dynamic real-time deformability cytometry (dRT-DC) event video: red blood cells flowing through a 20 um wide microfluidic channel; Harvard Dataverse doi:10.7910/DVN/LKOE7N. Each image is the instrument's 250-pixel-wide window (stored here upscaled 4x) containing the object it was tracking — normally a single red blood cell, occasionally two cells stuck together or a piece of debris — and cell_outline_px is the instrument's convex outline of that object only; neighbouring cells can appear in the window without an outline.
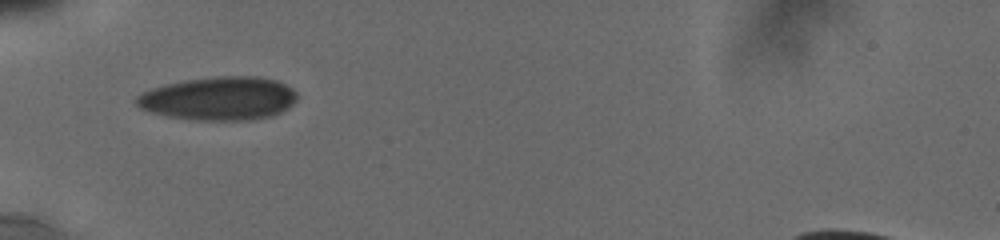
{"species": "human", "species_latin": "Homo sapiens", "temperature_condition": "cold", "stored_images_in_passage": 44, "camera_frame_rate_fps": 3000, "um_per_image_px": 0.085, "donor": {"sex": "male"}, "frame": {"image": 1, "passage_image": 1, "time_ms": 0.0, "image_size_px": [1000, 240], "cell_outline_px": [[296, 100], [288, 108], [272, 116], [252, 120], [196, 120], [168, 116], [148, 112], [140, 108], [136, 104], [136, 96], [152, 88], [164, 84], [188, 80], [216, 76], [260, 76], [276, 80], [292, 88], [296, 92]], "centroid_in_image_um": [18.61, 8.37], "position_along_channel_um": 66.4, "area_um2": 40.75}}
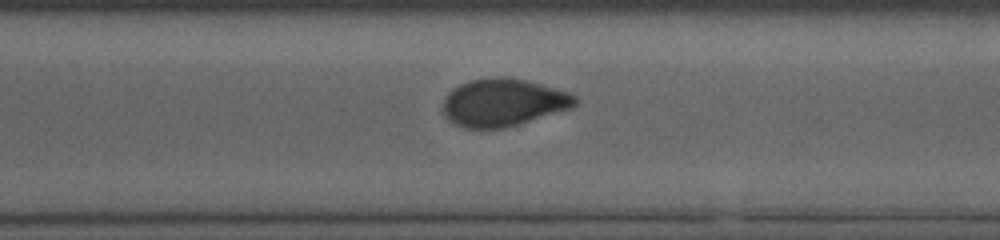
{"frame": {"image": 2, "passage_image": 26, "time_ms": 7.0, "image_size_px": [1000, 240], "cell_outline_px": [[576, 104], [568, 108], [504, 128], [464, 128], [452, 124], [444, 116], [444, 96], [452, 88], [460, 84], [472, 80], [496, 76], [504, 76], [524, 80], [540, 84], [568, 92], [576, 96]], "centroid_in_image_um": [42.69, 8.71], "position_along_channel_um": 327.9, "area_um2": 36.24}}
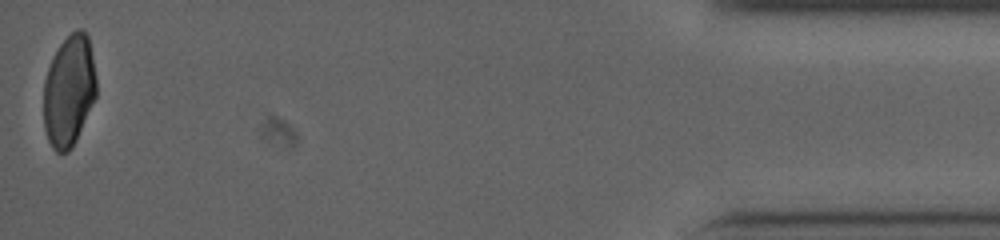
{"frame": {"image": 3, "passage_image": 44, "time_ms": 11.667, "image_size_px": [1000, 240], "cell_outline_px": [[96, 96], [76, 140], [72, 148], [68, 152], [56, 152], [52, 148], [48, 140], [44, 128], [44, 80], [52, 56], [60, 44], [76, 28], [84, 28], [88, 36], [96, 76]], "centroid_in_image_um": [5.86, 7.71], "position_along_channel_um": 429.3, "area_um2": 34.33}, "authors_computed_cell_mechanics": {"area_um2": 37.5989, "velocity_mm_per_s": 3.8193, "shape_relaxation_time_tau1_ms": null, "shape_relaxation_time_tau2_ms": 2.4111, "deformation_change_tau1": null, "deformation_change_tau2": 0.0591}}